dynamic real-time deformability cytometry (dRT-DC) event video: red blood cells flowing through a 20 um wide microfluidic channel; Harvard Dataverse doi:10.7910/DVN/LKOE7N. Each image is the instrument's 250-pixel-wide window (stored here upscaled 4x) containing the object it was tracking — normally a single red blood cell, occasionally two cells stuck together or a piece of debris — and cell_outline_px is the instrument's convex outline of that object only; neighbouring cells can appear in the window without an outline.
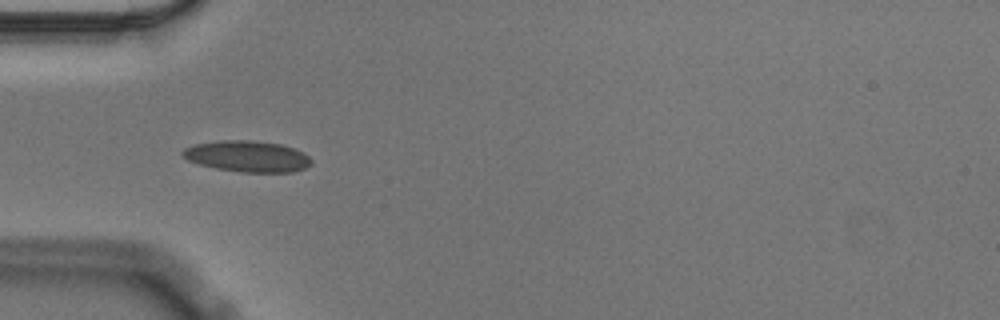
{"species": "Egyptian fruit bat (a non-hibernating species)", "species_latin": "Rousettus aegyptiacus", "temperature_condition": "cold", "stored_images_in_passage": 26, "camera_frame_rate_fps": 3000, "um_per_image_px": 0.085, "animal": {"sex": "male"}, "frame": {"image": 1, "passage_image": 6, "time_ms": 1.667, "image_size_px": [1000, 320], "cell_outline_px": [[312, 164], [304, 168], [292, 172], [240, 172], [216, 168], [200, 164], [188, 160], [180, 152], [184, 148], [196, 144], [220, 140], [252, 140], [280, 144], [292, 148], [308, 156], [312, 160]], "centroid_in_image_um": [21.01, 13.29], "position_along_channel_um": 64.0, "area_um2": 23.18}}
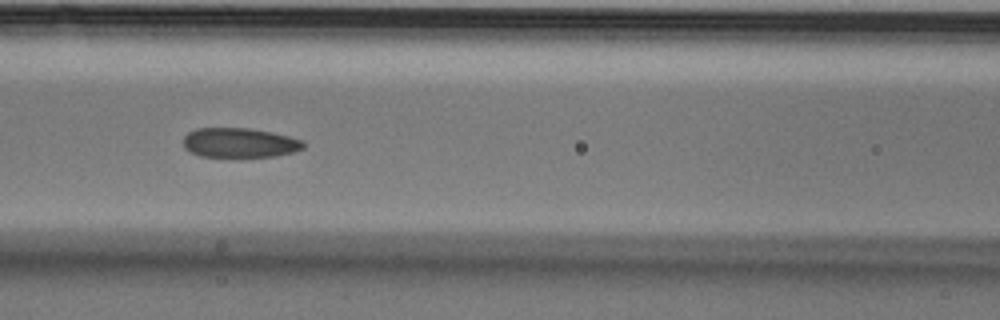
{"frame": {"image": 2, "passage_image": 13, "time_ms": 4.0, "image_size_px": [1000, 320], "cell_outline_px": [[304, 148], [292, 152], [276, 156], [240, 160], [200, 156], [184, 148], [184, 136], [188, 132], [196, 128], [248, 128], [272, 132], [304, 140]], "centroid_in_image_um": [20.36, 12.18], "position_along_channel_um": 146.2, "area_um2": 21.68}}
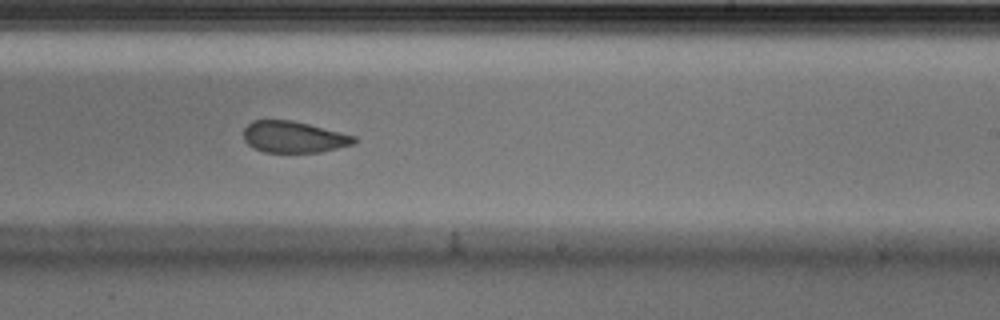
{"frame": {"image": 3, "passage_image": 23, "time_ms": 7.333, "image_size_px": [1000, 320], "cell_outline_px": [[356, 140], [352, 144], [320, 152], [264, 152], [252, 148], [244, 140], [244, 128], [252, 120], [292, 120], [356, 136]], "centroid_in_image_um": [24.92, 11.64], "position_along_channel_um": 264.1, "area_um2": 20.11}}